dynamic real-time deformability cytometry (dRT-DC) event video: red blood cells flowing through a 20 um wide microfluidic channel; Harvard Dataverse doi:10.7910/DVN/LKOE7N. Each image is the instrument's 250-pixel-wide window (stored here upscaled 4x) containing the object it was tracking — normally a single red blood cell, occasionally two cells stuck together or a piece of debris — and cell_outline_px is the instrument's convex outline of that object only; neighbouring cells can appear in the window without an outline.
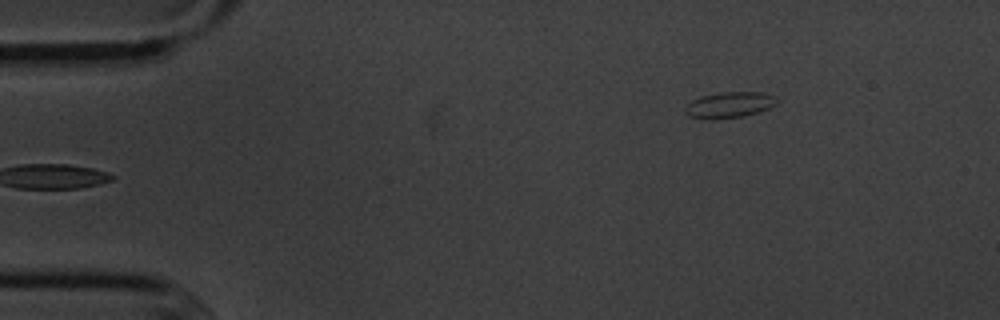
{"species": "common noctule bat (a hibernating species)", "species_latin": "Nyctalus noctula", "temperature_condition": "cold", "stored_images_in_passage": 9, "camera_frame_rate_fps": 3000, "um_per_image_px": 0.085, "animal": {"sex": "male", "body_mass_g": 20.1, "forearm_length_mm": 53.5}, "frame": {"image": 1, "passage_image": 1, "time_ms": 0.0, "image_size_px": [1000, 320], "cell_outline_px": [[780, 100], [776, 104], [768, 108], [744, 116], [708, 120], [688, 116], [684, 112], [684, 108], [692, 100], [700, 96], [720, 92], [764, 92], [776, 96]], "centroid_in_image_um": [61.99, 8.91], "position_along_channel_um": 23.0, "area_um2": 14.05}}
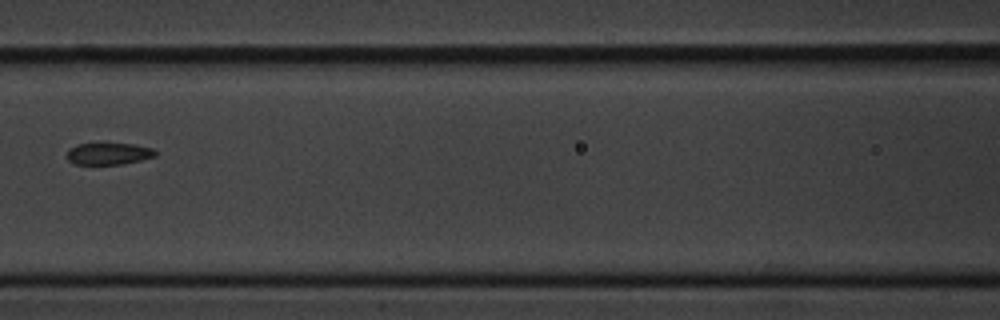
{"frame": {"image": 2, "passage_image": 6, "time_ms": 5.667, "image_size_px": [1000, 320], "cell_outline_px": [[156, 156], [124, 164], [72, 164], [64, 156], [68, 148], [76, 144], [104, 140], [132, 144], [152, 148], [156, 152]], "centroid_in_image_um": [9.14, 13.01], "position_along_channel_um": 157.5, "area_um2": 12.14}}
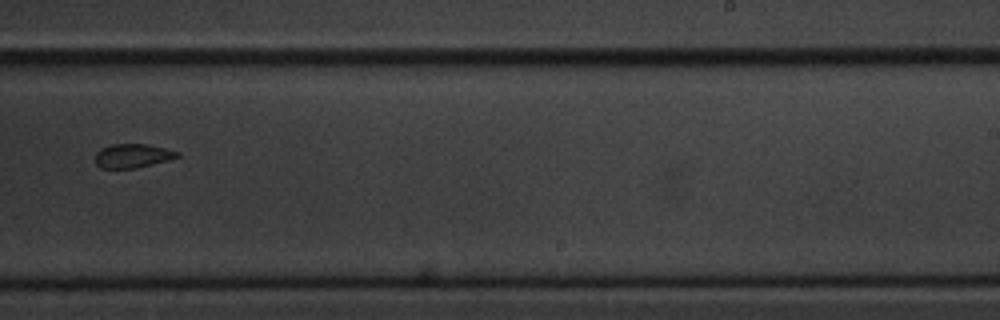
{"frame": {"image": 3, "passage_image": 9, "time_ms": 9.0, "image_size_px": [1000, 320], "cell_outline_px": [[180, 156], [168, 160], [136, 168], [100, 168], [96, 164], [96, 152], [100, 148], [112, 144], [148, 144], [180, 152]], "centroid_in_image_um": [11.26, 13.24], "position_along_channel_um": 277.7, "area_um2": 11.44}}